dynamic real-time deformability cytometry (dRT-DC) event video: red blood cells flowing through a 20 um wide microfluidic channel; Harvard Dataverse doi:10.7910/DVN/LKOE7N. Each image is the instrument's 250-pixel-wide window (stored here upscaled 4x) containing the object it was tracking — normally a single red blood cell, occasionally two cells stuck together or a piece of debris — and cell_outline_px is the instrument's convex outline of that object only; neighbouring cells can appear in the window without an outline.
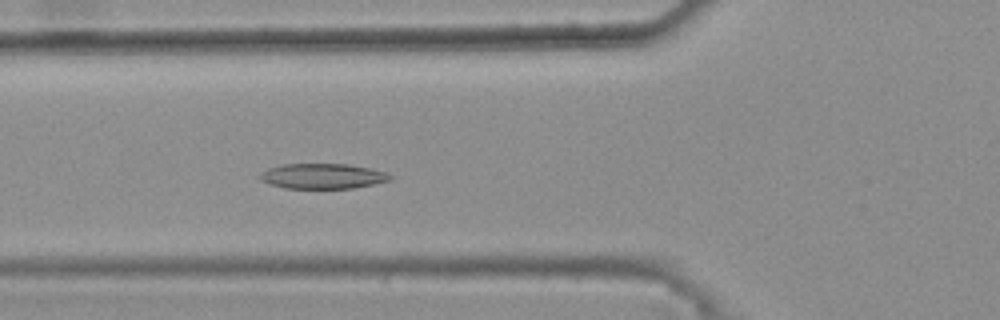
{"species": "common noctule bat (a hibernating species)", "species_latin": "Nyctalus noctula", "temperature_condition": "warm", "stored_images_in_passage": 43, "camera_frame_rate_fps": 3000, "um_per_image_px": 0.085, "animal": {"sex": "female", "body_mass_g": 25.1}, "frame": {"image": 1, "passage_image": 18, "time_ms": 5.667, "image_size_px": [1000, 320], "cell_outline_px": [[396, 176], [392, 180], [352, 188], [284, 188], [260, 180], [260, 176], [268, 168], [280, 164], [348, 164], [372, 168]], "centroid_in_image_um": [27.48, 14.96], "position_along_channel_um": 98.3, "area_um2": 19.07}}
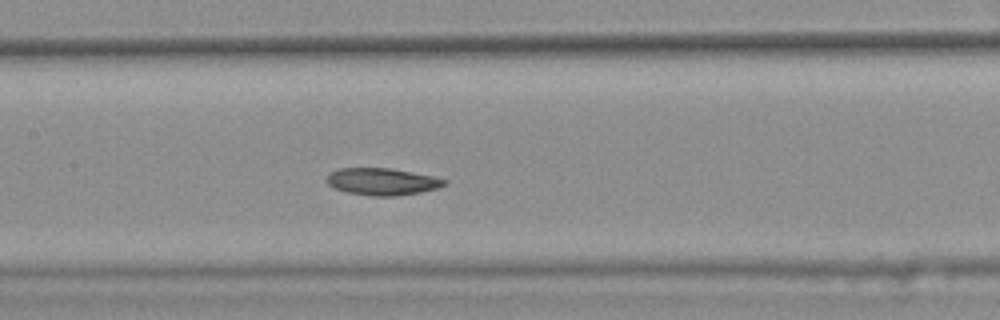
{"frame": {"image": 2, "passage_image": 24, "time_ms": 7.667, "image_size_px": [1000, 320], "cell_outline_px": [[448, 184], [440, 188], [420, 192], [396, 196], [372, 196], [348, 192], [336, 188], [328, 184], [324, 180], [328, 172], [340, 168], [388, 168], [432, 176], [448, 180]], "centroid_in_image_um": [32.48, 15.43], "position_along_channel_um": 174.9, "area_um2": 18.61}}
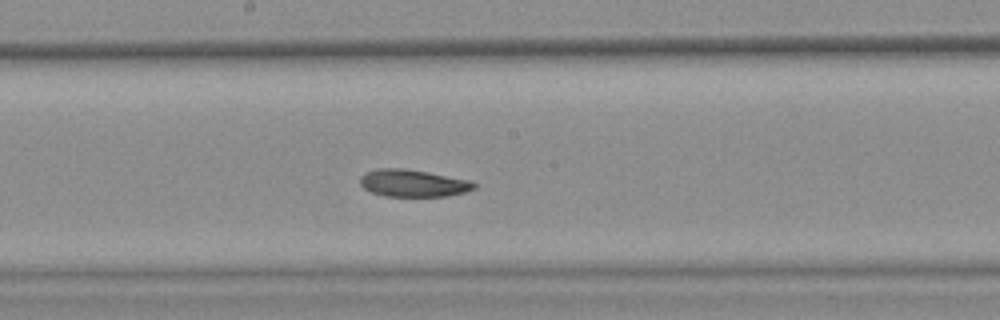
{"frame": {"image": 3, "passage_image": 27, "time_ms": 8.667, "image_size_px": [1000, 320], "cell_outline_px": [[476, 188], [464, 192], [448, 196], [384, 196], [372, 192], [364, 188], [360, 184], [360, 176], [368, 172], [380, 168], [404, 168], [428, 172], [472, 180], [476, 184]], "centroid_in_image_um": [35.14, 15.57], "position_along_channel_um": 213.1, "area_um2": 18.09}, "authors_computed_cell_mechanics": {"area_um2": 18.9006, "velocity_mm_per_s": 3.8253, "shape_relaxation_time_tau1_ms": null, "shape_relaxation_time_tau2_ms": 8.6905, "deformation_change_tau1": null, "deformation_change_tau2": 0.1261}}